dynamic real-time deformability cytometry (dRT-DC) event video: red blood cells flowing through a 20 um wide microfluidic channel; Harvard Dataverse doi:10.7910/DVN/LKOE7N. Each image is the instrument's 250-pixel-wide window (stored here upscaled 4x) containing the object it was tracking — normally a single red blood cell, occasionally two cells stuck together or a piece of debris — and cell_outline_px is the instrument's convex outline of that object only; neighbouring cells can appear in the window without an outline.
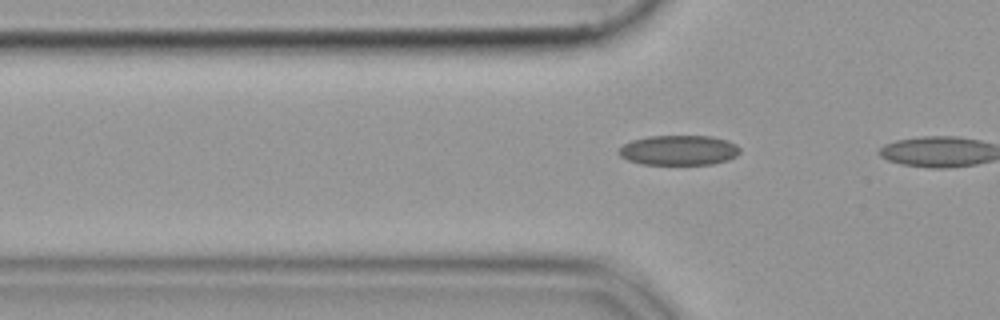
{"species": "common noctule bat (a hibernating species)", "species_latin": "Nyctalus noctula", "temperature_condition": "cold", "stored_images_in_passage": 6, "camera_frame_rate_fps": 3000, "um_per_image_px": 0.085, "animal": {"sex": "female", "body_mass_g": 19.9}, "frame": {"image": 1, "passage_image": 4, "time_ms": 1.0, "image_size_px": [1000, 320], "cell_outline_px": [[740, 152], [736, 156], [728, 160], [712, 164], [640, 164], [628, 160], [620, 156], [620, 148], [624, 144], [632, 140], [648, 136], [712, 136], [728, 140], [736, 144], [740, 148]], "centroid_in_image_um": [57.73, 12.76], "position_along_channel_um": 68.1, "area_um2": 21.15}}